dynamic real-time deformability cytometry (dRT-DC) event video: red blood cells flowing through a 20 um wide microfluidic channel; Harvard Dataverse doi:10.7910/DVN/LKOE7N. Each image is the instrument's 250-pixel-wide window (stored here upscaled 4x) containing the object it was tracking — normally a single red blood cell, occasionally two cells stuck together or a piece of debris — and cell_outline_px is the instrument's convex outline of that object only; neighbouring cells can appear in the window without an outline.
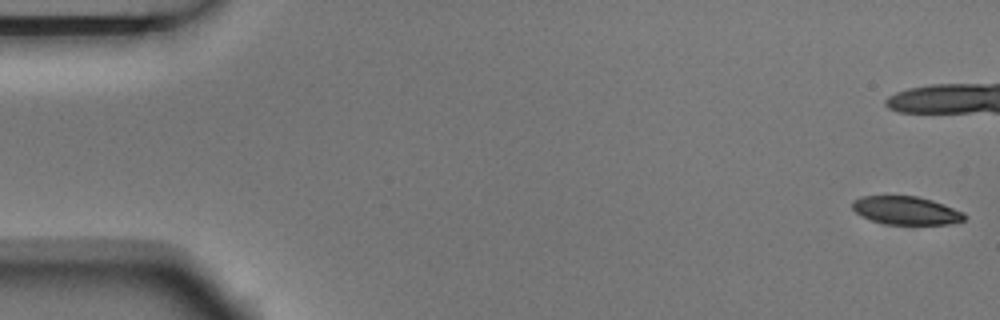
{"species": "Egyptian fruit bat (a non-hibernating species)", "species_latin": "Rousettus aegyptiacus", "temperature_condition": "room temperature", "stored_images_in_passage": 15, "camera_frame_rate_fps": 3000, "um_per_image_px": 0.085, "animal": {"sex": "male"}, "frame": {"image": 1, "passage_image": 1, "time_ms": 0.0, "image_size_px": [1000, 320], "cell_outline_px": [[968, 216], [964, 220], [948, 224], [884, 224], [872, 220], [856, 212], [852, 208], [852, 200], [860, 196], [916, 196], [932, 200], [964, 212]], "centroid_in_image_um": [77.02, 17.89], "position_along_channel_um": 8.0, "area_um2": 18.38}}
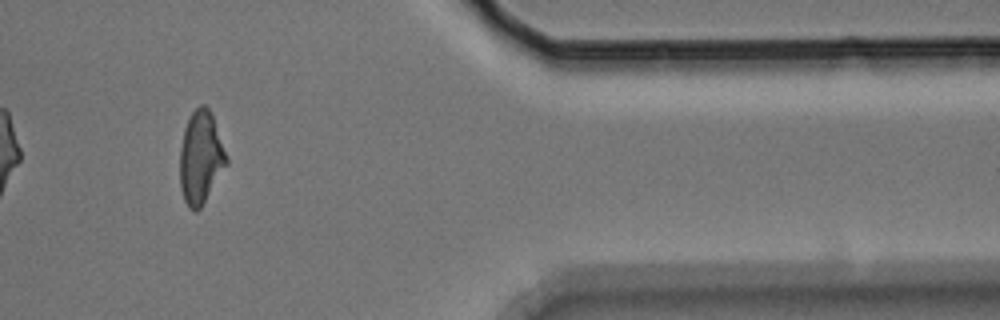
{"frame": {"image": 2, "passage_image": 13, "time_ms": 4.0, "image_size_px": [1000, 320], "cell_outline_px": [[228, 164], [200, 208], [196, 212], [188, 208], [184, 200], [180, 188], [180, 148], [184, 128], [192, 112], [200, 104], [204, 104], [212, 112], [228, 156]], "centroid_in_image_um": [17.07, 13.38], "position_along_channel_um": 394.3, "area_um2": 25.43}}